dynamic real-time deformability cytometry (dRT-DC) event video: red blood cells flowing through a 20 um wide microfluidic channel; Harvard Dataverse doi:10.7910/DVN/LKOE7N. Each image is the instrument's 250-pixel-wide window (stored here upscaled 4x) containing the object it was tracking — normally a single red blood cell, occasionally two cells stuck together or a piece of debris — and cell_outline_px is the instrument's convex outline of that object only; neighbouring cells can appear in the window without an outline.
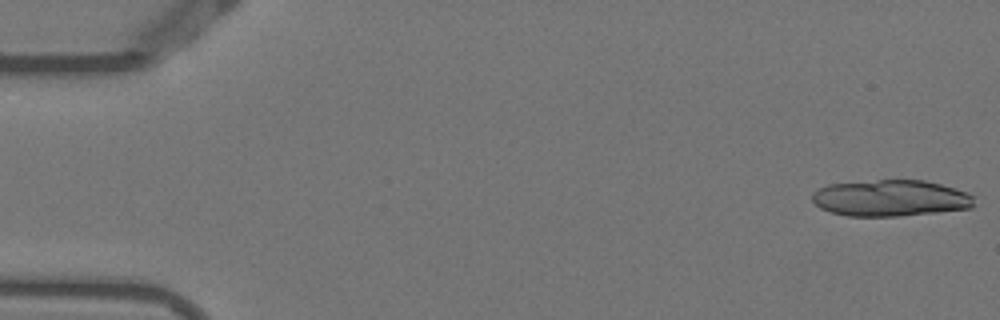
{"species": "Egyptian fruit bat (a non-hibernating species)", "species_latin": "Rousettus aegyptiacus", "temperature_condition": "warm", "stored_images_in_passage": 15, "camera_frame_rate_fps": 3000, "um_per_image_px": 0.085, "animal": {"sex": "female"}, "frame": {"image": 1, "passage_image": 1, "time_ms": 0.0, "image_size_px": [1000, 320], "cell_outline_px": [[972, 208], [936, 212], [896, 216], [848, 216], [832, 212], [820, 208], [812, 200], [812, 192], [828, 184], [880, 180], [924, 180], [940, 184], [968, 192], [972, 196]], "centroid_in_image_um": [75.67, 16.84], "position_along_channel_um": 9.3, "area_um2": 34.1}}